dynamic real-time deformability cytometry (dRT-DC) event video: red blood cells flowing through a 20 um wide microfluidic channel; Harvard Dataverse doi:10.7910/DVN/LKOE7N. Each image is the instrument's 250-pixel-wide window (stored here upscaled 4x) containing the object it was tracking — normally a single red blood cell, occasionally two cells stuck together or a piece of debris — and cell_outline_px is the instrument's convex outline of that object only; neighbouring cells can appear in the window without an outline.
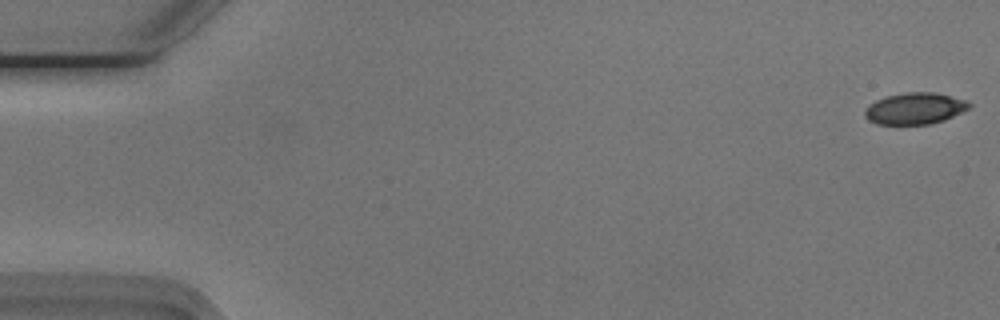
{"species": "Egyptian fruit bat (a non-hibernating species)", "species_latin": "Rousettus aegyptiacus", "temperature_condition": "cold", "stored_images_in_passage": 7, "camera_frame_rate_fps": 3000, "um_per_image_px": 0.085, "animal": {"sex": "male"}, "frame": {"image": 1, "passage_image": 1, "time_ms": 0.0, "image_size_px": [1000, 320], "cell_outline_px": [[972, 104], [968, 108], [944, 120], [928, 124], [876, 124], [868, 120], [864, 116], [864, 112], [876, 100], [888, 96], [904, 92], [936, 92], [964, 100]], "centroid_in_image_um": [77.75, 9.22], "position_along_channel_um": 7.2, "area_um2": 18.84}}